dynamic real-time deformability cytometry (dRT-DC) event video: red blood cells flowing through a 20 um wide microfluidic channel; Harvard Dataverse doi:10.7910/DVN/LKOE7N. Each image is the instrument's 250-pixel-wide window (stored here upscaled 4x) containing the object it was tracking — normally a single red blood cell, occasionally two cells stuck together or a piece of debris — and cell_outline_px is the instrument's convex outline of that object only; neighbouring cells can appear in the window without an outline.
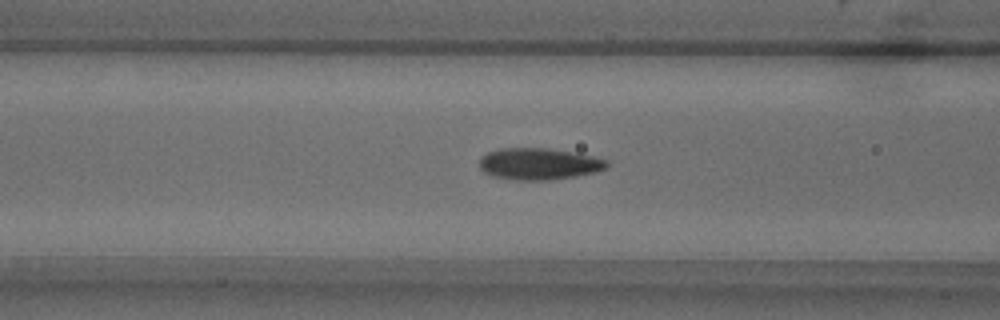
{"species": "common noctule bat (a hibernating species)", "species_latin": "Nyctalus noctula", "temperature_condition": "warm", "stored_images_in_passage": 35, "camera_frame_rate_fps": 3000, "um_per_image_px": 0.085, "animal": {"sex": "male", "body_mass_g": 18.8}, "frame": {"image": 1, "passage_image": 5, "time_ms": 1.333, "image_size_px": [1000, 320], "cell_outline_px": [[608, 164], [604, 168], [596, 172], [576, 176], [548, 180], [516, 180], [492, 176], [484, 172], [480, 168], [480, 156], [488, 152], [500, 148], [544, 148], [592, 156], [608, 160]], "centroid_in_image_um": [45.76, 13.93], "position_along_channel_um": 120.8, "area_um2": 23.29}}
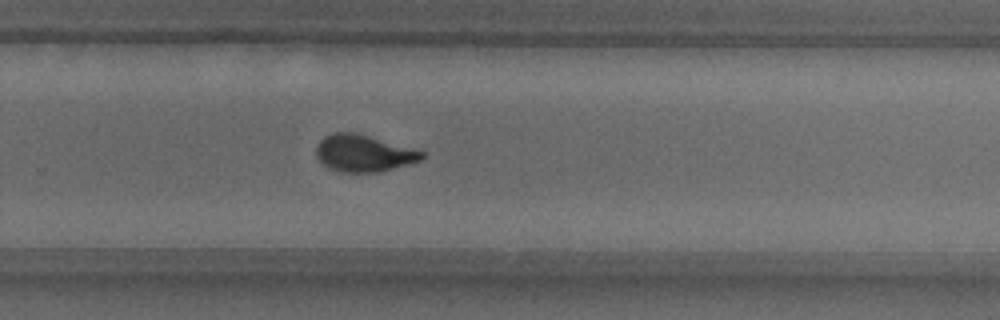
{"frame": {"image": 2, "passage_image": 19, "time_ms": 6.0, "image_size_px": [1000, 320], "cell_outline_px": [[424, 156], [420, 160], [408, 164], [380, 172], [340, 172], [328, 168], [320, 164], [316, 156], [316, 148], [320, 140], [324, 136], [332, 132], [356, 132], [424, 152]], "centroid_in_image_um": [30.83, 13.03], "position_along_channel_um": 299.0, "area_um2": 22.72}}
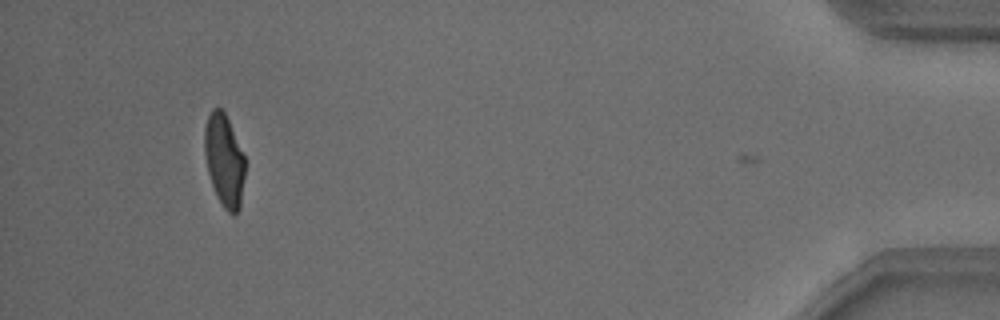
{"frame": {"image": 3, "passage_image": 34, "time_ms": 11.0, "image_size_px": [1000, 320], "cell_outline_px": [[244, 176], [240, 208], [232, 216], [224, 208], [216, 196], [208, 172], [204, 152], [204, 128], [208, 116], [212, 108], [220, 108], [224, 112], [228, 120], [244, 156]], "centroid_in_image_um": [19.04, 13.65], "position_along_channel_um": 416.2, "area_um2": 21.56}, "authors_computed_cell_mechanics": {"area_um2": 22.831, "velocity_mm_per_s": 3.8208, "shape_relaxation_time_tau1_ms": 4.6314, "shape_relaxation_time_tau2_ms": 0.9379, "deformation_change_tau1": 0.1878, "deformation_change_tau2": 0.0682}}